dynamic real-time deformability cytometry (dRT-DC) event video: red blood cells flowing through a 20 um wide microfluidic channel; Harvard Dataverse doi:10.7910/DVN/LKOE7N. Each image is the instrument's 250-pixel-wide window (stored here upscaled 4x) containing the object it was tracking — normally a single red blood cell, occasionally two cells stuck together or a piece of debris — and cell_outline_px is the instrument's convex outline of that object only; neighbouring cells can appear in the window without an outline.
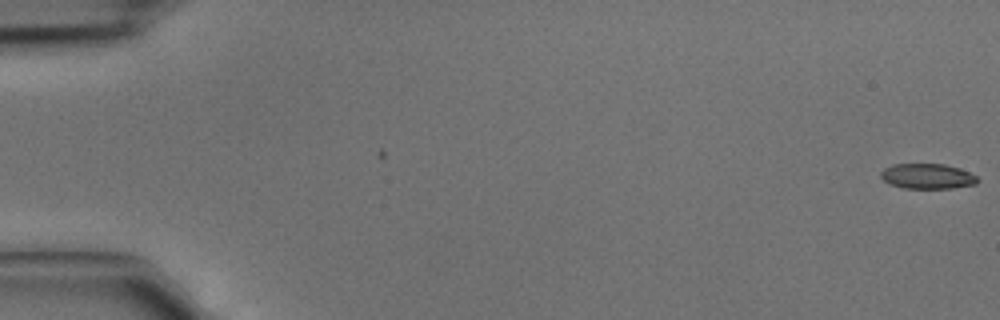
{"species": "common noctule bat (a hibernating species)", "species_latin": "Nyctalus noctula", "temperature_condition": "cold", "stored_images_in_passage": 5, "camera_frame_rate_fps": 3000, "um_per_image_px": 0.085, "animal": {"sex": "male", "body_mass_g": 15.6}, "frame": {"image": 1, "passage_image": 1, "time_ms": 0.0, "image_size_px": [1000, 320], "cell_outline_px": [[980, 180], [976, 184], [952, 188], [904, 188], [888, 184], [880, 176], [880, 172], [884, 168], [892, 164], [944, 164], [960, 168], [976, 176]], "centroid_in_image_um": [78.81, 14.98], "position_along_channel_um": 6.2, "area_um2": 14.28}}
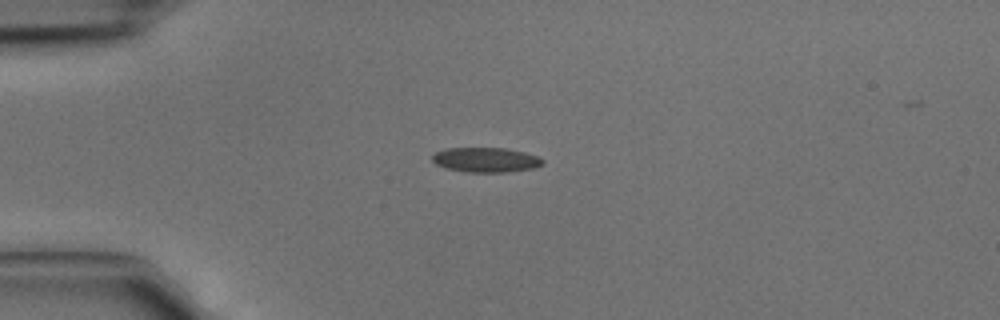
{"frame": {"image": 2, "passage_image": 4, "time_ms": 1.0, "image_size_px": [1000, 320], "cell_outline_px": [[544, 164], [536, 168], [508, 172], [464, 172], [444, 168], [436, 164], [432, 160], [432, 156], [436, 152], [444, 148], [504, 148], [524, 152], [536, 156], [544, 160]], "centroid_in_image_um": [41.29, 13.59], "position_along_channel_um": 43.7, "area_um2": 16.07}}